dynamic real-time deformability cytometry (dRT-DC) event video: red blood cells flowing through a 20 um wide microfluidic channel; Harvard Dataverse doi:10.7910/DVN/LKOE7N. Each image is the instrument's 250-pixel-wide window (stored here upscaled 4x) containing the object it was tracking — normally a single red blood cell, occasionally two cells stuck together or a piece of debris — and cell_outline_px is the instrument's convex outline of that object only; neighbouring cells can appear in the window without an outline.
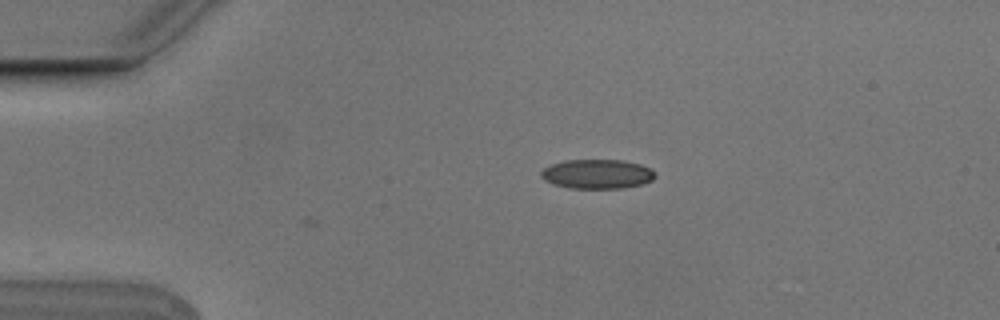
{"species": "Egyptian fruit bat (a non-hibernating species)", "species_latin": "Rousettus aegyptiacus", "temperature_condition": "cold", "stored_images_in_passage": 3, "camera_frame_rate_fps": 3000, "um_per_image_px": 0.085, "animal": {"sex": "male"}, "frame": {"image": 1, "passage_image": 3, "time_ms": 0.667, "image_size_px": [1000, 320], "cell_outline_px": [[656, 176], [652, 180], [644, 184], [624, 188], [568, 188], [552, 184], [544, 180], [540, 176], [540, 172], [544, 168], [552, 164], [564, 160], [620, 160], [640, 164], [656, 172]], "centroid_in_image_um": [50.75, 14.8], "position_along_channel_um": 34.3, "area_um2": 19.65}}